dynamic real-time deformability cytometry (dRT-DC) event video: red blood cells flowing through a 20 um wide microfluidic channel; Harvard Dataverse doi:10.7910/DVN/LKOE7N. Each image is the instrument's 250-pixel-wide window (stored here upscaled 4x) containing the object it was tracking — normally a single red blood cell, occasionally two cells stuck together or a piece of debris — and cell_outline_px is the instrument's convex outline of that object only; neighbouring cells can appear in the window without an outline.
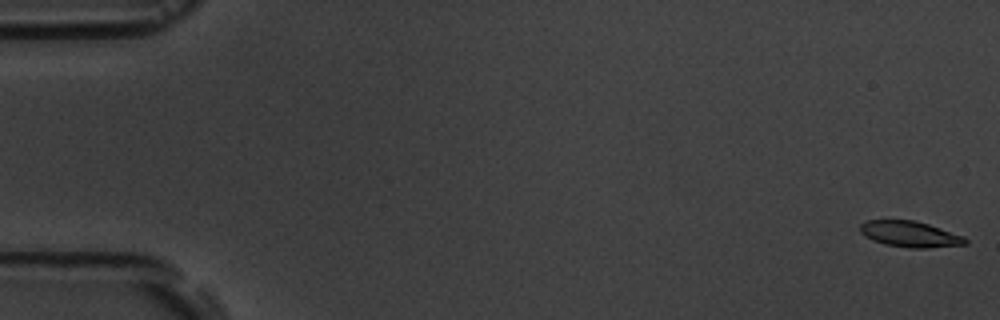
{"species": "common noctule bat (a hibernating species)", "species_latin": "Nyctalus noctula", "temperature_condition": "room temperature", "stored_images_in_passage": 12, "camera_frame_rate_fps": 3000, "um_per_image_px": 0.085, "animal": {"sex": "male", "body_mass_g": 19.5, "forearm_length_mm": 54.6}, "frame": {"image": 1, "passage_image": 1, "time_ms": 0.0, "image_size_px": [1000, 320], "cell_outline_px": [[968, 244], [928, 248], [908, 248], [884, 244], [872, 240], [864, 236], [860, 232], [860, 224], [868, 220], [912, 220], [928, 224], [964, 236], [968, 240]], "centroid_in_image_um": [77.35, 19.91], "position_along_channel_um": 7.7, "area_um2": 15.95}}
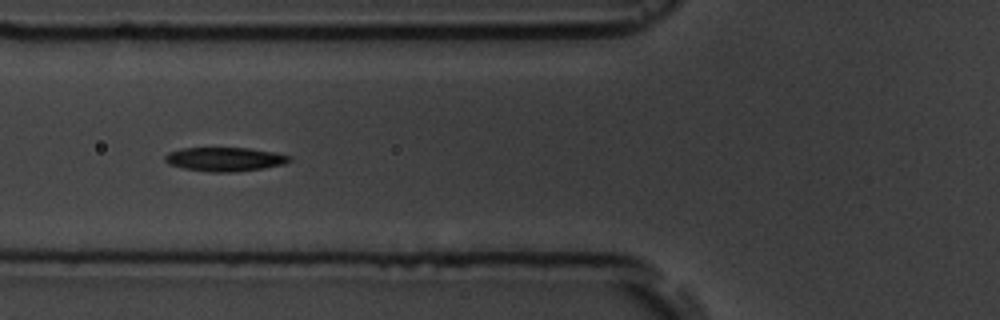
{"frame": {"image": 2, "passage_image": 7, "time_ms": 6.667, "image_size_px": [1000, 320], "cell_outline_px": [[292, 160], [284, 164], [264, 168], [232, 172], [212, 172], [184, 168], [168, 164], [164, 160], [164, 156], [168, 152], [180, 148], [248, 148], [276, 152], [292, 156]], "centroid_in_image_um": [19.12, 13.53], "position_along_channel_um": 106.7, "area_um2": 17.46}}
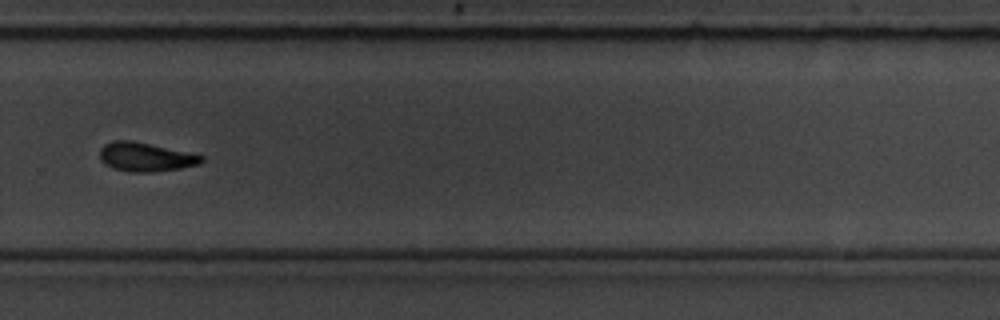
{"frame": {"image": 3, "passage_image": 12, "time_ms": 12.333, "image_size_px": [1000, 320], "cell_outline_px": [[204, 160], [200, 164], [180, 168], [152, 172], [128, 172], [112, 168], [104, 164], [100, 160], [100, 148], [104, 144], [112, 140], [132, 140], [204, 156]], "centroid_in_image_um": [12.32, 13.34], "position_along_channel_um": 317.5, "area_um2": 17.17}}